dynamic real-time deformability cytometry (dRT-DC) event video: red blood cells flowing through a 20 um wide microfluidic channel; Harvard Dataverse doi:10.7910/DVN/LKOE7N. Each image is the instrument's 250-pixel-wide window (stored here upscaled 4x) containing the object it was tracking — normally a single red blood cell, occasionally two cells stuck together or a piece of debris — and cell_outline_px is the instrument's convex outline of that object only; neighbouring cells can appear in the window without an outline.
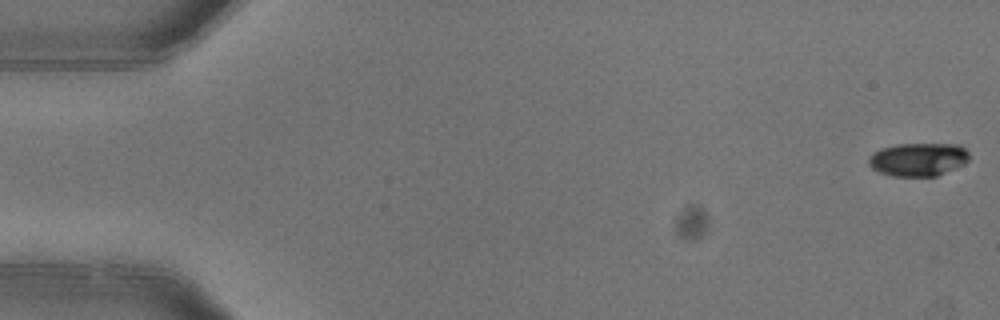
{"species": "common noctule bat (a hibernating species)", "species_latin": "Nyctalus noctula", "temperature_condition": "warm", "stored_images_in_passage": 2, "camera_frame_rate_fps": 3000, "um_per_image_px": 0.085, "animal": {"sex": "female"}, "frame": {"image": 1, "passage_image": 2, "time_ms": 0.333, "image_size_px": [1000, 320], "cell_outline_px": [[968, 160], [964, 164], [936, 176], [892, 176], [880, 172], [872, 168], [868, 164], [868, 156], [872, 152], [880, 148], [896, 144], [956, 144], [964, 148], [968, 152]], "centroid_in_image_um": [78.0, 13.54], "position_along_channel_um": 7.0, "area_um2": 19.54}}